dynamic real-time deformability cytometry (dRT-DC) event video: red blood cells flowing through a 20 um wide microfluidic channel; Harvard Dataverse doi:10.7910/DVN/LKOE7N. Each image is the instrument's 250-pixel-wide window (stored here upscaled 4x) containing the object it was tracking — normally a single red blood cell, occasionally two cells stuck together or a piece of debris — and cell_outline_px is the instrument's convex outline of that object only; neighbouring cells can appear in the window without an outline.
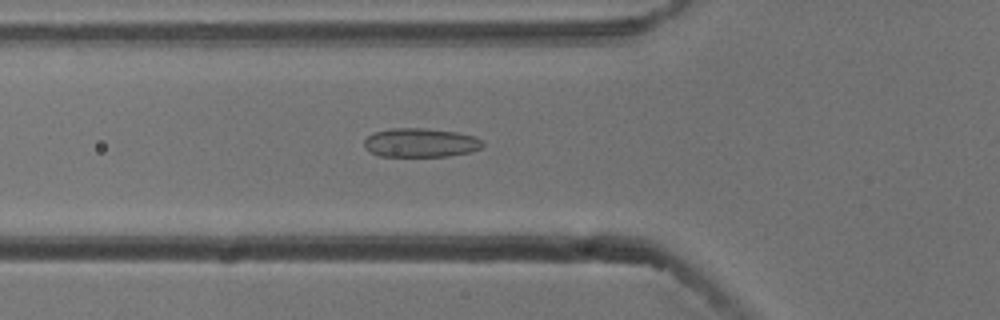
{"species": "common noctule bat (a hibernating species)", "species_latin": "Nyctalus noctula", "temperature_condition": "cold", "stored_images_in_passage": 54, "camera_frame_rate_fps": 3000, "um_per_image_px": 0.085, "animal": {"sex": "male", "body_mass_g": 13.3}, "frame": {"image": 1, "passage_image": 19, "time_ms": 6.0, "image_size_px": [1000, 320], "cell_outline_px": [[484, 144], [480, 148], [468, 152], [448, 156], [380, 156], [364, 148], [364, 140], [372, 132], [392, 128], [424, 128], [456, 132], [472, 136], [480, 140]], "centroid_in_image_um": [35.69, 12.12], "position_along_channel_um": 90.1, "area_um2": 19.83}}
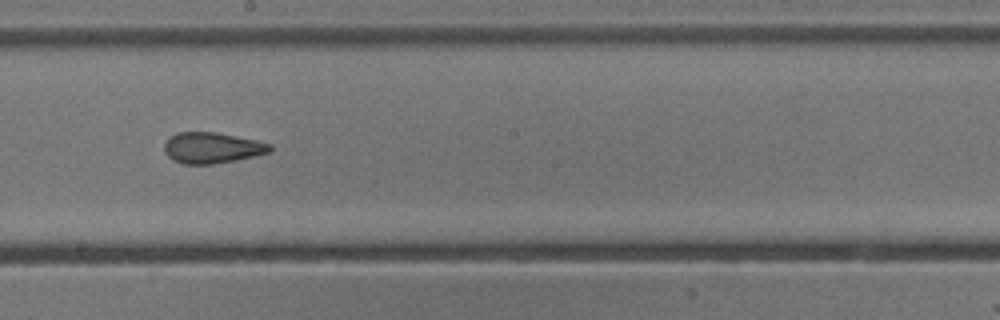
{"frame": {"image": 2, "passage_image": 30, "time_ms": 9.667, "image_size_px": [1000, 320], "cell_outline_px": [[272, 148], [268, 152], [236, 160], [212, 164], [184, 164], [172, 160], [164, 152], [164, 144], [176, 132], [216, 132], [256, 140], [272, 144]], "centroid_in_image_um": [18.0, 12.56], "position_along_channel_um": 230.2, "area_um2": 18.9}}
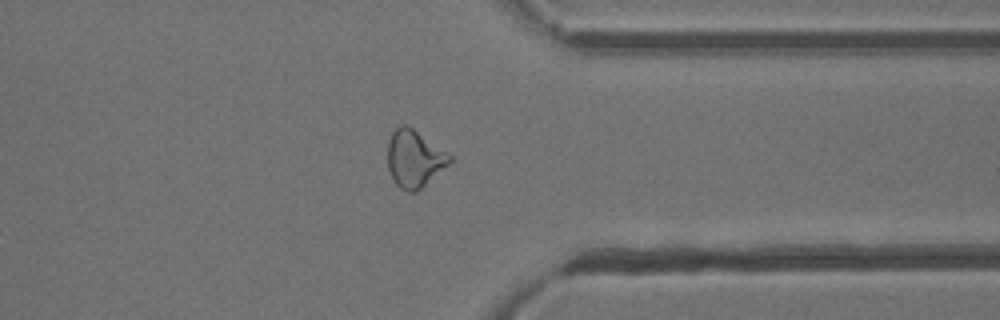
{"frame": {"image": 3, "passage_image": 42, "time_ms": 13.667, "image_size_px": [1000, 320], "cell_outline_px": [[452, 160], [448, 164], [416, 192], [408, 192], [400, 188], [396, 184], [388, 168], [388, 140], [392, 132], [400, 124], [404, 124], [412, 128], [452, 156]], "centroid_in_image_um": [35.19, 13.48], "position_along_channel_um": 376.2, "area_um2": 20.23}, "authors_computed_cell_mechanics": {"area_um2": 21.0392, "velocity_mm_per_s": 3.7882, "shape_relaxation_time_tau1_ms": null, "shape_relaxation_time_tau2_ms": 1.9726, "deformation_change_tau1": null, "deformation_change_tau2": 0.0902}}